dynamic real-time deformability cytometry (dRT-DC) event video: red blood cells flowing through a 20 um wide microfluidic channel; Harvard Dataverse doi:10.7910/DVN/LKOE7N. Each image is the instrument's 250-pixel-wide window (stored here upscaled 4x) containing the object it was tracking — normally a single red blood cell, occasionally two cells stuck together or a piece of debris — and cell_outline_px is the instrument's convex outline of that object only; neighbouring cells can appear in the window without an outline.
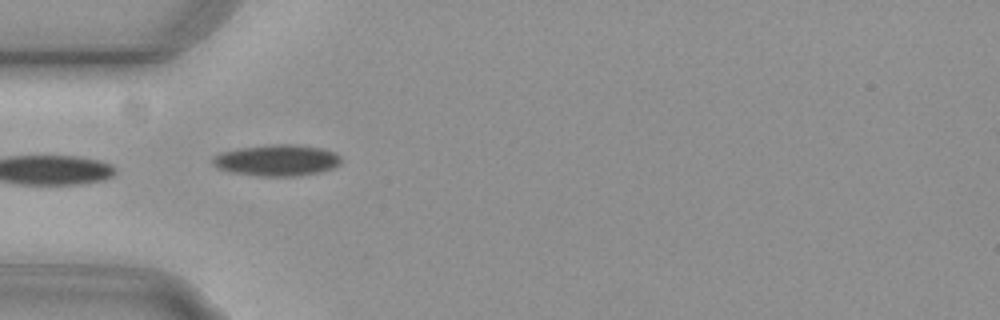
{"species": "common noctule bat (a hibernating species)", "species_latin": "Nyctalus noctula", "temperature_condition": "cold", "stored_images_in_passage": 6, "camera_frame_rate_fps": 3000, "um_per_image_px": 0.085, "animal": {"sex": "female", "body_mass_g": 29.2, "forearm_length_mm": 56.3}, "frame": {"image": 1, "passage_image": 1, "time_ms": 0.0, "image_size_px": [1000, 320], "cell_outline_px": [[340, 164], [332, 168], [320, 172], [296, 176], [256, 176], [232, 172], [216, 168], [212, 164], [212, 160], [216, 156], [224, 152], [240, 148], [272, 144], [296, 144], [320, 148], [332, 152], [340, 156]], "centroid_in_image_um": [23.53, 13.63], "position_along_channel_um": 61.5, "area_um2": 23.24}}